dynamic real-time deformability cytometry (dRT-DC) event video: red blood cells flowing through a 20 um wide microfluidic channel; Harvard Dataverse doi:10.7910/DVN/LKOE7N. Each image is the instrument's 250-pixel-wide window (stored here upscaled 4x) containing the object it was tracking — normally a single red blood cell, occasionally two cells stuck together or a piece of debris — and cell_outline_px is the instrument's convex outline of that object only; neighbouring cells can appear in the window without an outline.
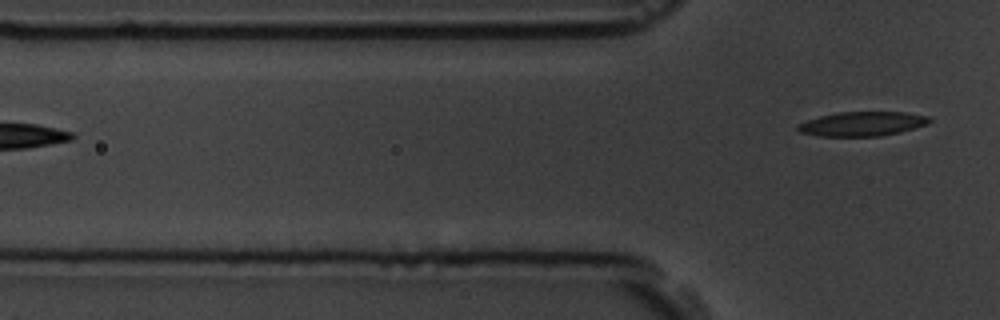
{"species": "common noctule bat (a hibernating species)", "species_latin": "Nyctalus noctula", "temperature_condition": "room temperature", "stored_images_in_passage": 2, "camera_frame_rate_fps": 3000, "um_per_image_px": 0.085, "animal": {"sex": "male", "body_mass_g": 19.5, "forearm_length_mm": 54.6}, "frame": {"image": 1, "passage_image": 2, "time_ms": 1.333, "image_size_px": [1000, 320], "cell_outline_px": [[932, 120], [928, 124], [900, 132], [880, 136], [820, 136], [800, 132], [796, 128], [796, 124], [820, 116], [840, 112], [904, 112], [928, 116]], "centroid_in_image_um": [73.3, 10.53], "position_along_channel_um": 52.5, "area_um2": 18.61}}